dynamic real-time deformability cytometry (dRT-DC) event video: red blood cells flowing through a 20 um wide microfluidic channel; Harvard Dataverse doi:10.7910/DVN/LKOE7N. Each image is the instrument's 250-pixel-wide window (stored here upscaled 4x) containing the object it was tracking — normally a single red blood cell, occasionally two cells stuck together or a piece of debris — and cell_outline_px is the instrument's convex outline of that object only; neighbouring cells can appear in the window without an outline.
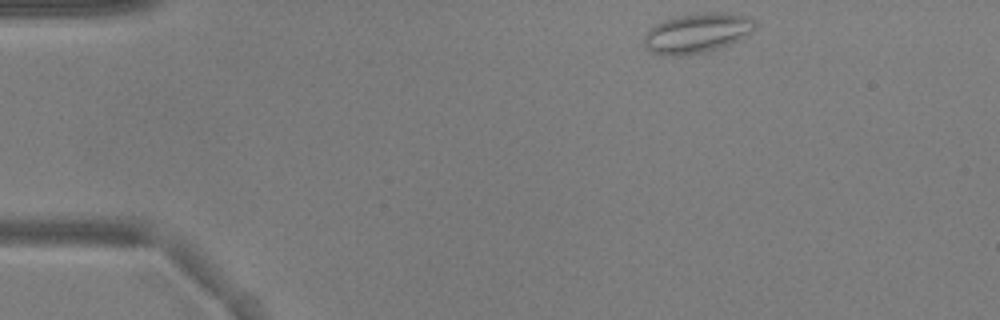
{"species": "common noctule bat (a hibernating species)", "species_latin": "Nyctalus noctula", "temperature_condition": "warm", "stored_images_in_passage": 10, "camera_frame_rate_fps": 3000, "um_per_image_px": 0.085, "animal": {"sex": "male", "body_mass_g": 17.9, "forearm_length_mm": 54.2}, "frame": {"image": 1, "passage_image": 1, "time_ms": 0.0, "image_size_px": [1000, 320], "cell_outline_px": [[756, 28], [752, 32], [740, 40], [720, 48], [708, 52], [676, 56], [660, 56], [652, 52], [644, 44], [644, 36], [656, 24], [664, 20], [676, 16], [708, 12], [728, 12], [748, 16], [756, 20]], "centroid_in_image_um": [59.31, 2.81], "position_along_channel_um": 25.7, "area_um2": 26.07}}